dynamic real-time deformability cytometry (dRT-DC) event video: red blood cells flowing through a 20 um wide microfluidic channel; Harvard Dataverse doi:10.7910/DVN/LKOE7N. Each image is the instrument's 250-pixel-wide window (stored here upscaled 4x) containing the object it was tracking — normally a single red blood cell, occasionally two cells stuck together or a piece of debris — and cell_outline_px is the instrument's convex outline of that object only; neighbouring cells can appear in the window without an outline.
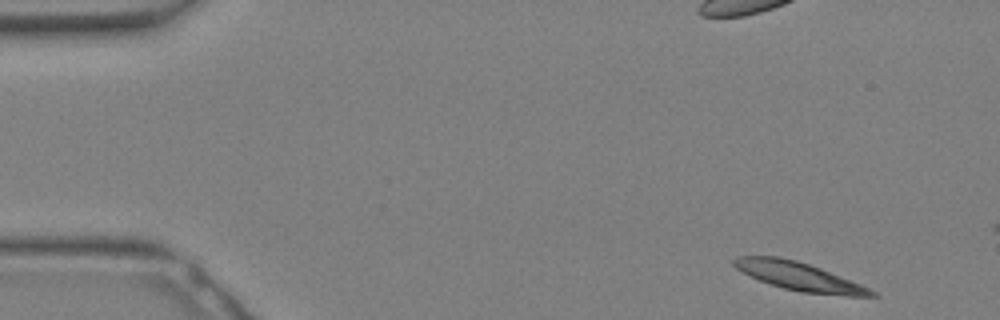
{"species": "Egyptian fruit bat (a non-hibernating species)", "species_latin": "Rousettus aegyptiacus", "temperature_condition": "warm", "stored_images_in_passage": 6, "camera_frame_rate_fps": 3000, "um_per_image_px": 0.085, "animal": {"sex": "female"}, "frame": {"image": 1, "passage_image": 1, "time_ms": 0.0, "image_size_px": [1000, 320], "cell_outline_px": [[880, 296], [848, 296], [800, 292], [784, 288], [760, 280], [736, 268], [732, 264], [732, 260], [736, 256], [780, 256], [796, 260], [820, 268], [860, 284], [876, 292]], "centroid_in_image_um": [67.92, 23.48], "position_along_channel_um": 17.1, "area_um2": 22.37}}